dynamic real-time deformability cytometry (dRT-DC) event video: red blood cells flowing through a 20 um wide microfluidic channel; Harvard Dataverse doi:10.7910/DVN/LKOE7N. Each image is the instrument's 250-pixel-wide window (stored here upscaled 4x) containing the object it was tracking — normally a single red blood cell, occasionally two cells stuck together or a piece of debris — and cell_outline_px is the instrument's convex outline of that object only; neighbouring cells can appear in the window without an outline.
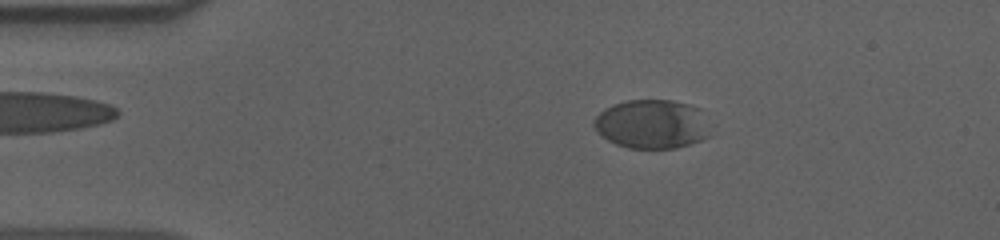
{"species": "human", "species_latin": "Homo sapiens", "temperature_condition": "cold", "stored_images_in_passage": 56, "camera_frame_rate_fps": 3000, "um_per_image_px": 0.085, "donor": {"sex": "male"}, "frame": {"image": 1, "passage_image": 10, "time_ms": 3.0, "image_size_px": [1000, 240], "cell_outline_px": [[712, 136], [676, 148], [628, 148], [616, 144], [608, 140], [596, 128], [596, 116], [604, 108], [612, 104], [628, 100], [672, 100], [688, 104], [700, 108]], "centroid_in_image_um": [55.45, 10.54], "position_along_channel_um": 29.5, "area_um2": 33.0}}
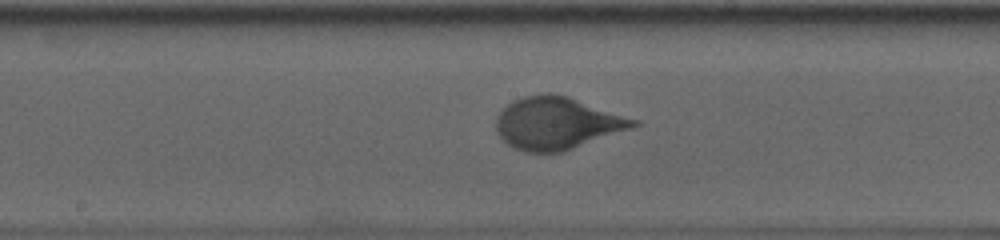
{"frame": {"image": 2, "passage_image": 29, "time_ms": 9.333, "image_size_px": [1000, 240], "cell_outline_px": [[640, 124], [564, 152], [528, 152], [512, 148], [496, 132], [496, 116], [512, 100], [524, 96], [540, 92], [552, 92], [568, 96], [640, 120]], "centroid_in_image_um": [47.32, 10.45], "position_along_channel_um": 200.9, "area_um2": 41.96}}
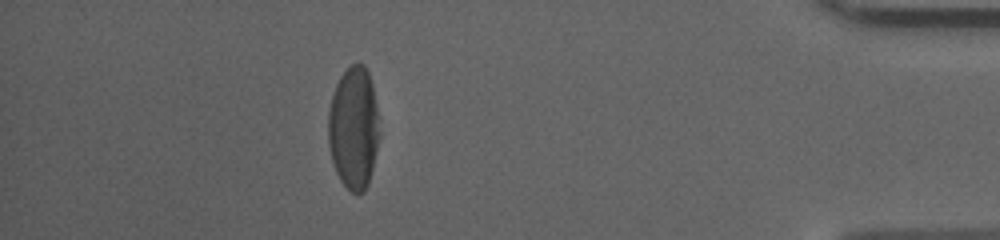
{"frame": {"image": 3, "passage_image": 50, "time_ms": 16.333, "image_size_px": [1000, 240], "cell_outline_px": [[380, 136], [368, 184], [364, 192], [352, 192], [340, 180], [336, 172], [332, 160], [328, 144], [328, 108], [336, 84], [340, 76], [352, 64], [364, 64], [368, 72], [372, 84], [380, 132]], "centroid_in_image_um": [30.05, 10.88], "position_along_channel_um": 405.1, "area_um2": 36.41}}